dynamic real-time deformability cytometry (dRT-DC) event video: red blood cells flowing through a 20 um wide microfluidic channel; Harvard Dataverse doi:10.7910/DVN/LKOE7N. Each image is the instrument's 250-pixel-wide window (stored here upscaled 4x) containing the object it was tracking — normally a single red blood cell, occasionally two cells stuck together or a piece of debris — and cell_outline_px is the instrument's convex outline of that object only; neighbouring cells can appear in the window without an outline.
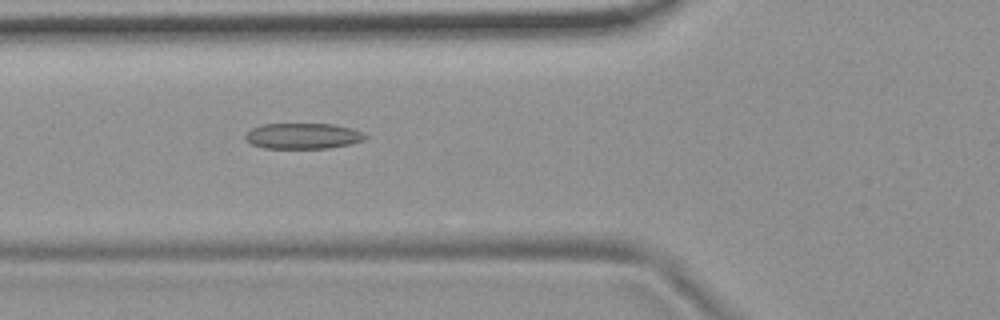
{"species": "common noctule bat (a hibernating species)", "species_latin": "Nyctalus noctula", "temperature_condition": "room temperature", "stored_images_in_passage": 3, "camera_frame_rate_fps": 3000, "um_per_image_px": 0.085, "animal": {"sex": "female", "body_mass_g": 19.9}, "frame": {"image": 1, "passage_image": 3, "time_ms": 2.333, "image_size_px": [1000, 320], "cell_outline_px": [[368, 136], [364, 140], [352, 144], [328, 148], [264, 148], [252, 144], [244, 140], [244, 136], [252, 128], [260, 124], [332, 124], [352, 128]], "centroid_in_image_um": [25.73, 11.56], "position_along_channel_um": 100.1, "area_um2": 18.03}}